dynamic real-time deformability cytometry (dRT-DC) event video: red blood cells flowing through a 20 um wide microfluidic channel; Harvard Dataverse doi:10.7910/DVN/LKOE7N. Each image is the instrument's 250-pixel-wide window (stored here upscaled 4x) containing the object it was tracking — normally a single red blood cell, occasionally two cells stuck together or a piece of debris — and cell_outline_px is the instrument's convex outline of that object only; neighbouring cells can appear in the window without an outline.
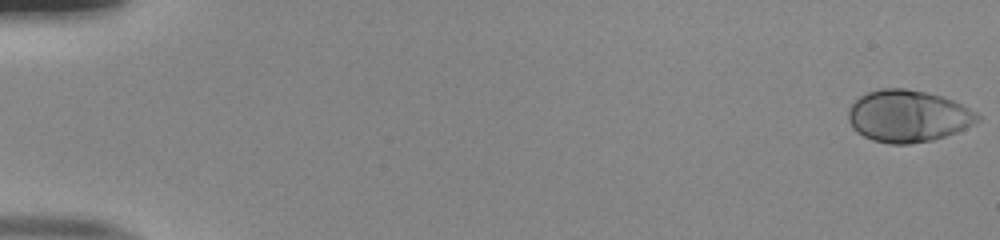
{"species": "human", "species_latin": "Homo sapiens", "temperature_condition": "room temperature", "stored_images_in_passage": 52, "camera_frame_rate_fps": 3000, "um_per_image_px": 0.085, "donor": {"sex": "male"}, "frame": {"image": 1, "passage_image": 1, "time_ms": 0.0, "image_size_px": [1000, 240], "cell_outline_px": [[980, 120], [956, 132], [932, 140], [908, 144], [892, 144], [872, 140], [856, 132], [852, 128], [848, 120], [848, 112], [852, 104], [860, 96], [868, 92], [880, 88], [904, 88], [924, 92], [940, 96], [952, 100], [968, 108], [980, 116]], "centroid_in_image_um": [77.14, 9.87], "position_along_channel_um": 7.9, "area_um2": 38.78}}
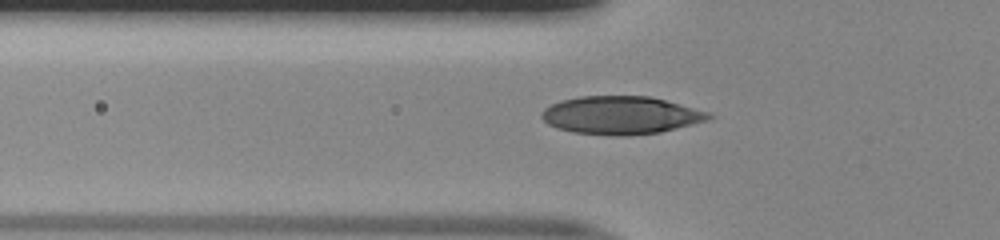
{"frame": {"image": 2, "passage_image": 19, "time_ms": 6.0, "image_size_px": [1000, 240], "cell_outline_px": [[712, 116], [708, 120], [660, 132], [628, 136], [616, 136], [572, 132], [556, 128], [548, 124], [540, 116], [540, 112], [544, 108], [560, 100], [580, 96], [648, 96], [680, 104], [708, 112]], "centroid_in_image_um": [52.71, 9.8], "position_along_channel_um": 73.1, "area_um2": 36.93}}
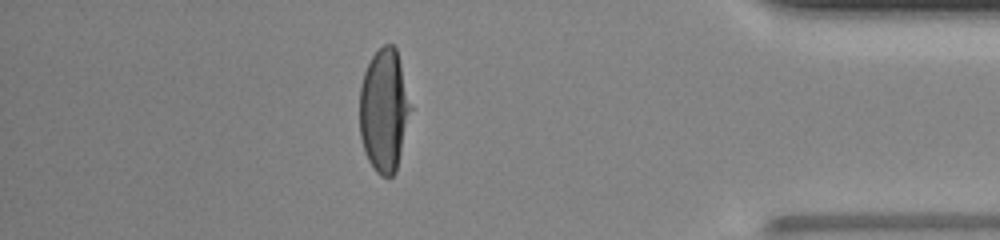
{"frame": {"image": 3, "passage_image": 46, "time_ms": 15.0, "image_size_px": [1000, 240], "cell_outline_px": [[412, 108], [396, 172], [392, 176], [380, 176], [376, 172], [368, 160], [364, 152], [360, 136], [360, 88], [364, 72], [372, 56], [384, 44], [392, 44], [396, 48]], "centroid_in_image_um": [32.64, 9.41], "position_along_channel_um": 402.6, "area_um2": 36.53}, "authors_computed_cell_mechanics": {"area_um2": 37.1076, "velocity_mm_per_s": 4.0072, "shape_relaxation_time_tau1_ms": 5.1944, "shape_relaxation_time_tau2_ms": null, "deformation_change_tau1": 0.2511, "deformation_change_tau2": null}}